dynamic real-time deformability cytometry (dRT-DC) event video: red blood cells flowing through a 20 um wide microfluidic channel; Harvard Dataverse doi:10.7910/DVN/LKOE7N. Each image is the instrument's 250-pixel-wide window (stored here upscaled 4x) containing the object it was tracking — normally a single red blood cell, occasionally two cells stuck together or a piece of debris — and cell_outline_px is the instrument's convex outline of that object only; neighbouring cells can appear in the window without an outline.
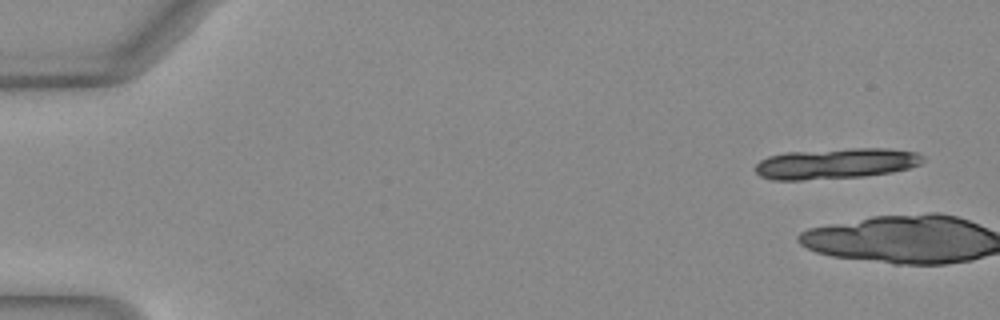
{"species": "Egyptian fruit bat (a non-hibernating species)", "species_latin": "Rousettus aegyptiacus", "temperature_condition": "warm", "stored_images_in_passage": 3, "camera_frame_rate_fps": 3000, "um_per_image_px": 0.085, "animal": {"sex": "female"}, "frame": {"image": 1, "passage_image": 1, "time_ms": 0.0, "image_size_px": [1000, 320], "cell_outline_px": [[924, 160], [920, 164], [908, 168], [892, 172], [864, 176], [804, 180], [772, 180], [760, 176], [756, 172], [756, 164], [760, 160], [768, 156], [784, 152], [852, 148], [888, 148], [916, 152], [924, 156]], "centroid_in_image_um": [71.04, 13.89], "position_along_channel_um": 14.0, "area_um2": 30.11}}